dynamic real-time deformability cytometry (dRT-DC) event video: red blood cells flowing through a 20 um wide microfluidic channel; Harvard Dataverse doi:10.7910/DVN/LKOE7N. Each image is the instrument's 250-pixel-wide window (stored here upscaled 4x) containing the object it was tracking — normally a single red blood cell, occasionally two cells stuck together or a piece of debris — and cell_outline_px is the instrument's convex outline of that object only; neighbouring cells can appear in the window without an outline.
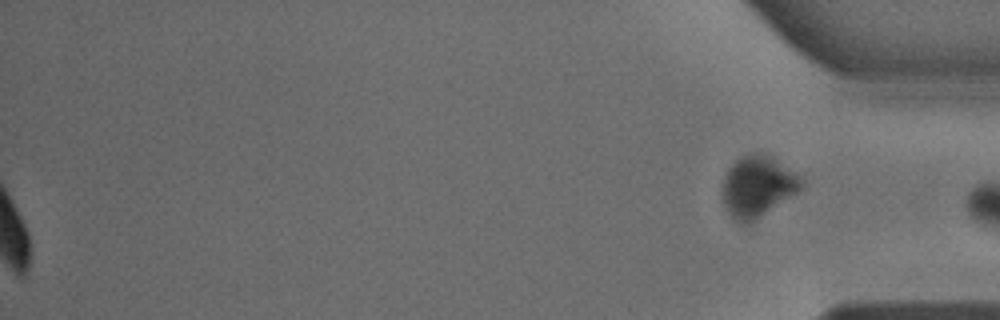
{"species": "common noctule bat (a hibernating species)", "species_latin": "Nyctalus noctula", "temperature_condition": "warm", "stored_images_in_passage": 46, "segment_of_instrument_passage": [2, 2], "camera_frame_rate_fps": 3000, "um_per_image_px": 0.085, "animal": {"sex": "male", "body_mass_g": 18.8}, "frame": {"image": 1, "passage_image": 46, "time_ms": 15.0, "image_size_px": [1000, 320], "cell_outline_px": [[804, 184], [796, 192], [760, 216], [744, 224], [736, 224], [724, 208], [720, 192], [724, 176], [728, 168], [740, 156], [748, 152], [764, 152], [772, 156], [796, 172], [804, 180]], "centroid_in_image_um": [64.33, 15.81], "position_along_channel_um": 370.9, "area_um2": 28.5}}